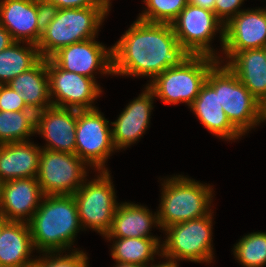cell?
Returning <instances> with one entry per match:
<instances>
[{
  "mask_svg": "<svg viewBox=\"0 0 266 267\" xmlns=\"http://www.w3.org/2000/svg\"><path fill=\"white\" fill-rule=\"evenodd\" d=\"M77 110L51 106L36 113V132L47 141L43 149L75 154Z\"/></svg>",
  "mask_w": 266,
  "mask_h": 267,
  "instance_id": "15",
  "label": "cell"
},
{
  "mask_svg": "<svg viewBox=\"0 0 266 267\" xmlns=\"http://www.w3.org/2000/svg\"><path fill=\"white\" fill-rule=\"evenodd\" d=\"M190 109L195 113L202 125L212 134L225 140H235L243 136L228 120L218 93L205 82Z\"/></svg>",
  "mask_w": 266,
  "mask_h": 267,
  "instance_id": "22",
  "label": "cell"
},
{
  "mask_svg": "<svg viewBox=\"0 0 266 267\" xmlns=\"http://www.w3.org/2000/svg\"><path fill=\"white\" fill-rule=\"evenodd\" d=\"M87 164L76 154L41 150L37 180L44 195H73L86 181Z\"/></svg>",
  "mask_w": 266,
  "mask_h": 267,
  "instance_id": "10",
  "label": "cell"
},
{
  "mask_svg": "<svg viewBox=\"0 0 266 267\" xmlns=\"http://www.w3.org/2000/svg\"><path fill=\"white\" fill-rule=\"evenodd\" d=\"M109 8L59 9L37 44L41 58H50L62 47L95 38Z\"/></svg>",
  "mask_w": 266,
  "mask_h": 267,
  "instance_id": "5",
  "label": "cell"
},
{
  "mask_svg": "<svg viewBox=\"0 0 266 267\" xmlns=\"http://www.w3.org/2000/svg\"><path fill=\"white\" fill-rule=\"evenodd\" d=\"M97 179L85 182L73 194L81 227H89L104 237L112 226L118 203L108 170H100Z\"/></svg>",
  "mask_w": 266,
  "mask_h": 267,
  "instance_id": "8",
  "label": "cell"
},
{
  "mask_svg": "<svg viewBox=\"0 0 266 267\" xmlns=\"http://www.w3.org/2000/svg\"><path fill=\"white\" fill-rule=\"evenodd\" d=\"M52 106L75 110L95 109L93 101L102 90L93 78L61 69L51 58H47ZM55 98H54V97Z\"/></svg>",
  "mask_w": 266,
  "mask_h": 267,
  "instance_id": "12",
  "label": "cell"
},
{
  "mask_svg": "<svg viewBox=\"0 0 266 267\" xmlns=\"http://www.w3.org/2000/svg\"><path fill=\"white\" fill-rule=\"evenodd\" d=\"M13 42H15L10 33L0 25V52L8 48Z\"/></svg>",
  "mask_w": 266,
  "mask_h": 267,
  "instance_id": "35",
  "label": "cell"
},
{
  "mask_svg": "<svg viewBox=\"0 0 266 267\" xmlns=\"http://www.w3.org/2000/svg\"><path fill=\"white\" fill-rule=\"evenodd\" d=\"M8 221L0 214V233L2 227L7 223Z\"/></svg>",
  "mask_w": 266,
  "mask_h": 267,
  "instance_id": "39",
  "label": "cell"
},
{
  "mask_svg": "<svg viewBox=\"0 0 266 267\" xmlns=\"http://www.w3.org/2000/svg\"><path fill=\"white\" fill-rule=\"evenodd\" d=\"M111 256L116 262L147 266L154 255L161 256L158 238H114ZM147 264V265H146Z\"/></svg>",
  "mask_w": 266,
  "mask_h": 267,
  "instance_id": "25",
  "label": "cell"
},
{
  "mask_svg": "<svg viewBox=\"0 0 266 267\" xmlns=\"http://www.w3.org/2000/svg\"><path fill=\"white\" fill-rule=\"evenodd\" d=\"M34 250L29 224L8 221L0 233V267H31Z\"/></svg>",
  "mask_w": 266,
  "mask_h": 267,
  "instance_id": "21",
  "label": "cell"
},
{
  "mask_svg": "<svg viewBox=\"0 0 266 267\" xmlns=\"http://www.w3.org/2000/svg\"><path fill=\"white\" fill-rule=\"evenodd\" d=\"M61 69L93 78L94 71L113 75L112 48L108 50L95 38L60 48L50 57Z\"/></svg>",
  "mask_w": 266,
  "mask_h": 267,
  "instance_id": "13",
  "label": "cell"
},
{
  "mask_svg": "<svg viewBox=\"0 0 266 267\" xmlns=\"http://www.w3.org/2000/svg\"><path fill=\"white\" fill-rule=\"evenodd\" d=\"M179 265H176V264H171V263H167V262H162V263H159L158 265H150V267H178Z\"/></svg>",
  "mask_w": 266,
  "mask_h": 267,
  "instance_id": "38",
  "label": "cell"
},
{
  "mask_svg": "<svg viewBox=\"0 0 266 267\" xmlns=\"http://www.w3.org/2000/svg\"><path fill=\"white\" fill-rule=\"evenodd\" d=\"M153 225L159 226L157 213L153 215L147 207L138 204L124 202L119 205L118 203L111 229L105 237L109 241L114 237L157 238L149 234Z\"/></svg>",
  "mask_w": 266,
  "mask_h": 267,
  "instance_id": "23",
  "label": "cell"
},
{
  "mask_svg": "<svg viewBox=\"0 0 266 267\" xmlns=\"http://www.w3.org/2000/svg\"><path fill=\"white\" fill-rule=\"evenodd\" d=\"M29 109L19 93L7 84L0 85V111H20Z\"/></svg>",
  "mask_w": 266,
  "mask_h": 267,
  "instance_id": "31",
  "label": "cell"
},
{
  "mask_svg": "<svg viewBox=\"0 0 266 267\" xmlns=\"http://www.w3.org/2000/svg\"><path fill=\"white\" fill-rule=\"evenodd\" d=\"M160 209L157 211L159 227L209 215L213 188L210 185L176 175L162 184Z\"/></svg>",
  "mask_w": 266,
  "mask_h": 267,
  "instance_id": "3",
  "label": "cell"
},
{
  "mask_svg": "<svg viewBox=\"0 0 266 267\" xmlns=\"http://www.w3.org/2000/svg\"><path fill=\"white\" fill-rule=\"evenodd\" d=\"M7 85L19 93L26 106L36 113L52 106L45 58H41L32 68L15 77Z\"/></svg>",
  "mask_w": 266,
  "mask_h": 267,
  "instance_id": "24",
  "label": "cell"
},
{
  "mask_svg": "<svg viewBox=\"0 0 266 267\" xmlns=\"http://www.w3.org/2000/svg\"><path fill=\"white\" fill-rule=\"evenodd\" d=\"M226 65L263 105L266 102L265 48L237 52L226 60Z\"/></svg>",
  "mask_w": 266,
  "mask_h": 267,
  "instance_id": "20",
  "label": "cell"
},
{
  "mask_svg": "<svg viewBox=\"0 0 266 267\" xmlns=\"http://www.w3.org/2000/svg\"><path fill=\"white\" fill-rule=\"evenodd\" d=\"M111 48L113 75L149 76L152 80L191 56L178 43L171 24L139 19Z\"/></svg>",
  "mask_w": 266,
  "mask_h": 267,
  "instance_id": "1",
  "label": "cell"
},
{
  "mask_svg": "<svg viewBox=\"0 0 266 267\" xmlns=\"http://www.w3.org/2000/svg\"><path fill=\"white\" fill-rule=\"evenodd\" d=\"M265 47L266 7L242 10L225 23L222 51L227 59L243 50Z\"/></svg>",
  "mask_w": 266,
  "mask_h": 267,
  "instance_id": "14",
  "label": "cell"
},
{
  "mask_svg": "<svg viewBox=\"0 0 266 267\" xmlns=\"http://www.w3.org/2000/svg\"><path fill=\"white\" fill-rule=\"evenodd\" d=\"M223 61L208 72L206 82L218 93V100L230 123L242 134L264 122L263 105L242 84Z\"/></svg>",
  "mask_w": 266,
  "mask_h": 267,
  "instance_id": "4",
  "label": "cell"
},
{
  "mask_svg": "<svg viewBox=\"0 0 266 267\" xmlns=\"http://www.w3.org/2000/svg\"><path fill=\"white\" fill-rule=\"evenodd\" d=\"M219 60L206 55H191L180 66L170 67L150 80L147 87L164 104L186 103L189 107L198 96L210 69Z\"/></svg>",
  "mask_w": 266,
  "mask_h": 267,
  "instance_id": "6",
  "label": "cell"
},
{
  "mask_svg": "<svg viewBox=\"0 0 266 267\" xmlns=\"http://www.w3.org/2000/svg\"><path fill=\"white\" fill-rule=\"evenodd\" d=\"M233 250L235 258L244 267H263L266 264V232L245 235Z\"/></svg>",
  "mask_w": 266,
  "mask_h": 267,
  "instance_id": "28",
  "label": "cell"
},
{
  "mask_svg": "<svg viewBox=\"0 0 266 267\" xmlns=\"http://www.w3.org/2000/svg\"><path fill=\"white\" fill-rule=\"evenodd\" d=\"M41 150L30 141L0 144V182L37 178Z\"/></svg>",
  "mask_w": 266,
  "mask_h": 267,
  "instance_id": "19",
  "label": "cell"
},
{
  "mask_svg": "<svg viewBox=\"0 0 266 267\" xmlns=\"http://www.w3.org/2000/svg\"><path fill=\"white\" fill-rule=\"evenodd\" d=\"M171 25L178 43L191 55H206L220 59L210 47L217 31L220 32L221 46L224 43V24L214 11L188 3Z\"/></svg>",
  "mask_w": 266,
  "mask_h": 267,
  "instance_id": "9",
  "label": "cell"
},
{
  "mask_svg": "<svg viewBox=\"0 0 266 267\" xmlns=\"http://www.w3.org/2000/svg\"><path fill=\"white\" fill-rule=\"evenodd\" d=\"M117 265H115V267H149V266H142V265H138V264H131V263H120V262H116Z\"/></svg>",
  "mask_w": 266,
  "mask_h": 267,
  "instance_id": "37",
  "label": "cell"
},
{
  "mask_svg": "<svg viewBox=\"0 0 266 267\" xmlns=\"http://www.w3.org/2000/svg\"><path fill=\"white\" fill-rule=\"evenodd\" d=\"M43 197L37 178H20L2 182L0 214L7 221L28 223L40 206Z\"/></svg>",
  "mask_w": 266,
  "mask_h": 267,
  "instance_id": "16",
  "label": "cell"
},
{
  "mask_svg": "<svg viewBox=\"0 0 266 267\" xmlns=\"http://www.w3.org/2000/svg\"><path fill=\"white\" fill-rule=\"evenodd\" d=\"M56 253L45 252L43 257L35 260V267H88L87 254L82 250L75 249L71 254L64 256L60 255L61 252L57 253L59 256Z\"/></svg>",
  "mask_w": 266,
  "mask_h": 267,
  "instance_id": "30",
  "label": "cell"
},
{
  "mask_svg": "<svg viewBox=\"0 0 266 267\" xmlns=\"http://www.w3.org/2000/svg\"><path fill=\"white\" fill-rule=\"evenodd\" d=\"M36 7L37 30L42 34L57 16L59 8L47 0H36Z\"/></svg>",
  "mask_w": 266,
  "mask_h": 267,
  "instance_id": "32",
  "label": "cell"
},
{
  "mask_svg": "<svg viewBox=\"0 0 266 267\" xmlns=\"http://www.w3.org/2000/svg\"><path fill=\"white\" fill-rule=\"evenodd\" d=\"M28 224L34 249L41 253L69 249L82 228L73 195H44Z\"/></svg>",
  "mask_w": 266,
  "mask_h": 267,
  "instance_id": "2",
  "label": "cell"
},
{
  "mask_svg": "<svg viewBox=\"0 0 266 267\" xmlns=\"http://www.w3.org/2000/svg\"><path fill=\"white\" fill-rule=\"evenodd\" d=\"M0 25L14 41L37 45L42 34L37 30L36 0H0Z\"/></svg>",
  "mask_w": 266,
  "mask_h": 267,
  "instance_id": "18",
  "label": "cell"
},
{
  "mask_svg": "<svg viewBox=\"0 0 266 267\" xmlns=\"http://www.w3.org/2000/svg\"><path fill=\"white\" fill-rule=\"evenodd\" d=\"M263 116L266 121V102L263 104Z\"/></svg>",
  "mask_w": 266,
  "mask_h": 267,
  "instance_id": "40",
  "label": "cell"
},
{
  "mask_svg": "<svg viewBox=\"0 0 266 267\" xmlns=\"http://www.w3.org/2000/svg\"><path fill=\"white\" fill-rule=\"evenodd\" d=\"M147 9L139 14V20L149 23H168L178 17L188 4V0H143Z\"/></svg>",
  "mask_w": 266,
  "mask_h": 267,
  "instance_id": "29",
  "label": "cell"
},
{
  "mask_svg": "<svg viewBox=\"0 0 266 267\" xmlns=\"http://www.w3.org/2000/svg\"><path fill=\"white\" fill-rule=\"evenodd\" d=\"M1 182H0V195H1ZM0 208H1V198H0Z\"/></svg>",
  "mask_w": 266,
  "mask_h": 267,
  "instance_id": "41",
  "label": "cell"
},
{
  "mask_svg": "<svg viewBox=\"0 0 266 267\" xmlns=\"http://www.w3.org/2000/svg\"><path fill=\"white\" fill-rule=\"evenodd\" d=\"M59 9H74L86 7H109L108 0H47Z\"/></svg>",
  "mask_w": 266,
  "mask_h": 267,
  "instance_id": "34",
  "label": "cell"
},
{
  "mask_svg": "<svg viewBox=\"0 0 266 267\" xmlns=\"http://www.w3.org/2000/svg\"><path fill=\"white\" fill-rule=\"evenodd\" d=\"M22 42H13L0 52V85L7 84L21 73L32 68L41 56L35 44L28 43L22 47Z\"/></svg>",
  "mask_w": 266,
  "mask_h": 267,
  "instance_id": "26",
  "label": "cell"
},
{
  "mask_svg": "<svg viewBox=\"0 0 266 267\" xmlns=\"http://www.w3.org/2000/svg\"><path fill=\"white\" fill-rule=\"evenodd\" d=\"M154 97L153 92L146 86L145 91L128 104L118 119L111 122L115 150L136 143L145 133L150 123Z\"/></svg>",
  "mask_w": 266,
  "mask_h": 267,
  "instance_id": "17",
  "label": "cell"
},
{
  "mask_svg": "<svg viewBox=\"0 0 266 267\" xmlns=\"http://www.w3.org/2000/svg\"><path fill=\"white\" fill-rule=\"evenodd\" d=\"M243 2L244 0H216L214 13L217 18L225 25V23H227L231 18L242 11L239 10V7Z\"/></svg>",
  "mask_w": 266,
  "mask_h": 267,
  "instance_id": "33",
  "label": "cell"
},
{
  "mask_svg": "<svg viewBox=\"0 0 266 267\" xmlns=\"http://www.w3.org/2000/svg\"><path fill=\"white\" fill-rule=\"evenodd\" d=\"M188 3L197 7L214 11L216 0H188Z\"/></svg>",
  "mask_w": 266,
  "mask_h": 267,
  "instance_id": "36",
  "label": "cell"
},
{
  "mask_svg": "<svg viewBox=\"0 0 266 267\" xmlns=\"http://www.w3.org/2000/svg\"><path fill=\"white\" fill-rule=\"evenodd\" d=\"M212 213L170 225L163 230L167 238L161 244V257L167 263L176 264L177 260L211 263L212 251Z\"/></svg>",
  "mask_w": 266,
  "mask_h": 267,
  "instance_id": "7",
  "label": "cell"
},
{
  "mask_svg": "<svg viewBox=\"0 0 266 267\" xmlns=\"http://www.w3.org/2000/svg\"><path fill=\"white\" fill-rule=\"evenodd\" d=\"M35 133V111H0V144L29 141Z\"/></svg>",
  "mask_w": 266,
  "mask_h": 267,
  "instance_id": "27",
  "label": "cell"
},
{
  "mask_svg": "<svg viewBox=\"0 0 266 267\" xmlns=\"http://www.w3.org/2000/svg\"><path fill=\"white\" fill-rule=\"evenodd\" d=\"M114 149L109 121L99 110H77L75 154L87 166L108 170L105 163Z\"/></svg>",
  "mask_w": 266,
  "mask_h": 267,
  "instance_id": "11",
  "label": "cell"
}]
</instances>
